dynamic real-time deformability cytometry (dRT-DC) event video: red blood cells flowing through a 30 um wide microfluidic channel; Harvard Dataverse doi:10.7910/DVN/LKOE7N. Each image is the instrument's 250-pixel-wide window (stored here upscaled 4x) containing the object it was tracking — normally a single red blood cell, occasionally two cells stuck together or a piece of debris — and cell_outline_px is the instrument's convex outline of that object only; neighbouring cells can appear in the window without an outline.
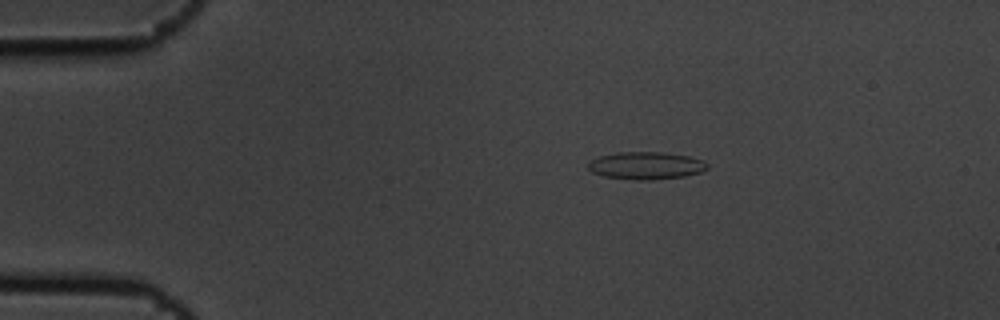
{"species": "common noctule bat (a hibernating species)", "species_latin": "Nyctalus noctula", "temperature_condition": "cold", "stored_images_in_passage": 7, "camera_frame_rate_fps": 3000, "um_per_image_px": 0.085, "animal": {"sex": "male", "body_mass_g": 19.5, "forearm_length_mm": 54.6}, "frame": {"image": 1, "passage_image": 4, "time_ms": 1.0, "image_size_px": [1000, 320], "cell_outline_px": [[708, 168], [700, 172], [684, 176], [652, 180], [636, 180], [604, 176], [592, 172], [588, 168], [588, 164], [592, 160], [600, 156], [616, 152], [660, 152], [688, 156], [704, 160], [708, 164]], "centroid_in_image_um": [54.92, 14.07], "position_along_channel_um": 30.1, "area_um2": 19.02}}
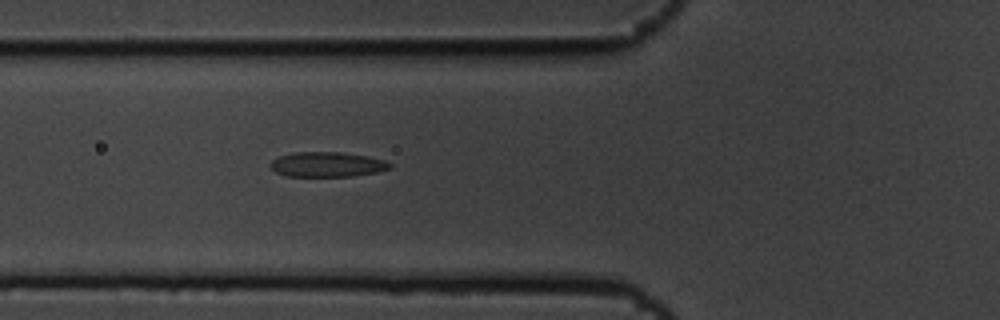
{"frame": {"image": 2, "passage_image": 7, "time_ms": 2.0, "image_size_px": [1000, 320], "cell_outline_px": [[392, 168], [376, 172], [352, 176], [284, 176], [276, 172], [268, 164], [272, 160], [280, 156], [292, 152], [340, 152], [368, 156], [384, 160], [392, 164]], "centroid_in_image_um": [27.8, 13.97], "position_along_channel_um": 98.0, "area_um2": 17.4}}